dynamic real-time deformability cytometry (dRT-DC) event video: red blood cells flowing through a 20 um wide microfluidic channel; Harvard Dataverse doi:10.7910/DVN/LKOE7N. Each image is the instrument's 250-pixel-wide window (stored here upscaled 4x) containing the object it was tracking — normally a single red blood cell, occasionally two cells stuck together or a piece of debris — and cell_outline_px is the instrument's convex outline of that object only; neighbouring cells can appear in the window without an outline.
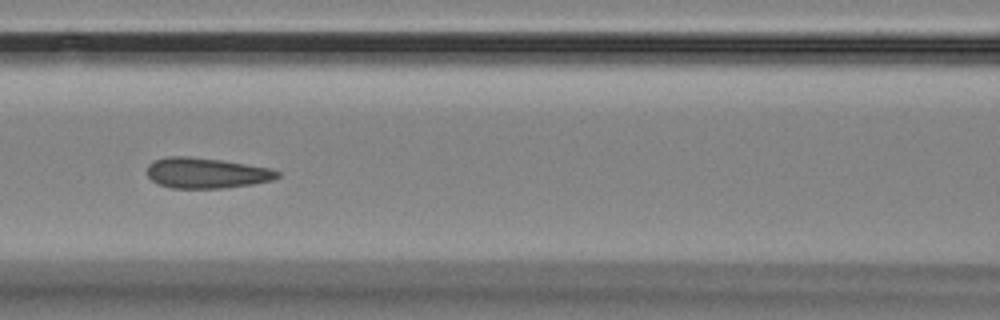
{"species": "Egyptian fruit bat (a non-hibernating species)", "species_latin": "Rousettus aegyptiacus", "temperature_condition": "room temperature", "stored_images_in_passage": 16, "camera_frame_rate_fps": 3000, "um_per_image_px": 0.085, "animal": {"sex": "female"}, "frame": {"image": 1, "passage_image": 7, "time_ms": 7.0, "image_size_px": [1000, 320], "cell_outline_px": [[280, 176], [272, 180], [252, 184], [224, 188], [172, 188], [160, 184], [152, 180], [148, 176], [148, 164], [152, 160], [168, 156], [188, 156], [220, 160], [268, 168], [280, 172]], "centroid_in_image_um": [17.51, 14.7], "position_along_channel_um": 149.1, "area_um2": 23.0}}
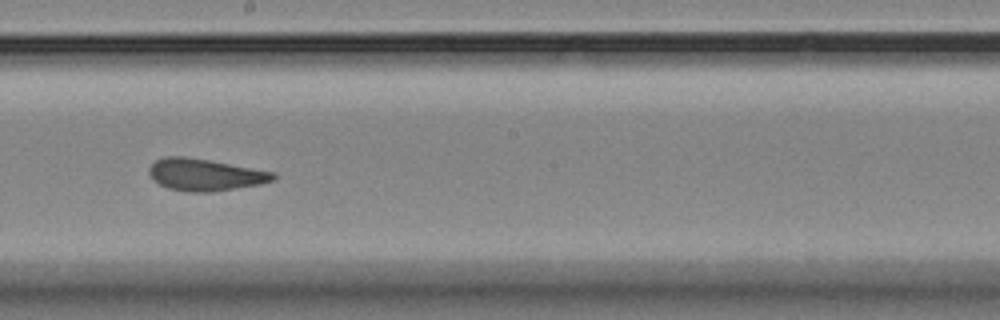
{"frame": {"image": 2, "passage_image": 9, "time_ms": 9.333, "image_size_px": [1000, 320], "cell_outline_px": [[276, 180], [260, 184], [212, 192], [188, 192], [168, 188], [152, 180], [148, 172], [148, 168], [156, 160], [164, 156], [184, 156], [208, 160], [276, 172]], "centroid_in_image_um": [17.42, 14.85], "position_along_channel_um": 230.8, "area_um2": 23.24}}
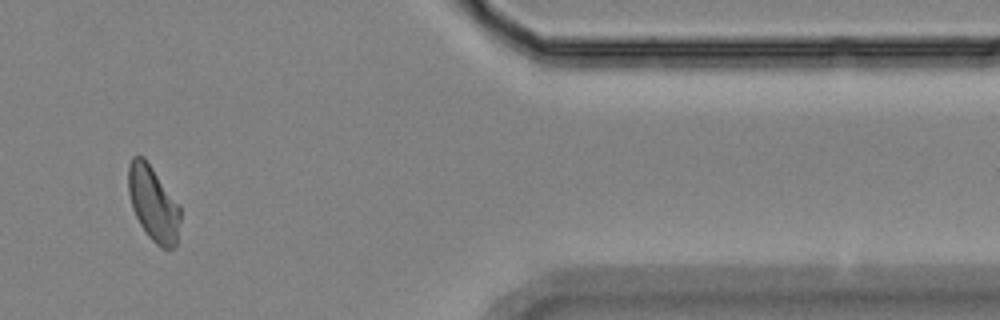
{"frame": {"image": 3, "passage_image": 14, "time_ms": 15.0, "image_size_px": [1000, 320], "cell_outline_px": [[180, 220], [176, 248], [160, 248], [148, 236], [140, 224], [132, 208], [128, 192], [128, 164], [132, 156], [144, 156], [180, 204]], "centroid_in_image_um": [13.03, 17.29], "position_along_channel_um": 398.4, "area_um2": 23.0}, "authors_computed_cell_mechanics": {"area_um2": 23.0911, "velocity_mm_per_s": 3.5164, "shape_relaxation_time_tau1_ms": 5.7992, "shape_relaxation_time_tau2_ms": 0.6427, "deformation_change_tau1": 0.1243, "deformation_change_tau2": 0.053}}